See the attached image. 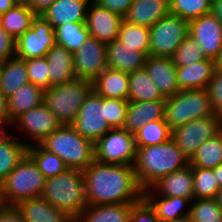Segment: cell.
<instances>
[{"label":"cell","instance_id":"cell-1","mask_svg":"<svg viewBox=\"0 0 222 222\" xmlns=\"http://www.w3.org/2000/svg\"><path fill=\"white\" fill-rule=\"evenodd\" d=\"M87 205L136 203L143 198L134 165L94 160L83 170Z\"/></svg>","mask_w":222,"mask_h":222},{"label":"cell","instance_id":"cell-2","mask_svg":"<svg viewBox=\"0 0 222 222\" xmlns=\"http://www.w3.org/2000/svg\"><path fill=\"white\" fill-rule=\"evenodd\" d=\"M136 148L134 169L137 182L143 190L162 176L189 165V159L172 138L159 145Z\"/></svg>","mask_w":222,"mask_h":222},{"label":"cell","instance_id":"cell-3","mask_svg":"<svg viewBox=\"0 0 222 222\" xmlns=\"http://www.w3.org/2000/svg\"><path fill=\"white\" fill-rule=\"evenodd\" d=\"M41 197L75 219L88 206L83 171L68 168L46 179Z\"/></svg>","mask_w":222,"mask_h":222},{"label":"cell","instance_id":"cell-4","mask_svg":"<svg viewBox=\"0 0 222 222\" xmlns=\"http://www.w3.org/2000/svg\"><path fill=\"white\" fill-rule=\"evenodd\" d=\"M39 144L61 158L70 169L83 171L95 160L94 143L81 136L70 124H62Z\"/></svg>","mask_w":222,"mask_h":222},{"label":"cell","instance_id":"cell-5","mask_svg":"<svg viewBox=\"0 0 222 222\" xmlns=\"http://www.w3.org/2000/svg\"><path fill=\"white\" fill-rule=\"evenodd\" d=\"M45 180L34 160L26 154L0 184V205L16 206L22 200L41 197Z\"/></svg>","mask_w":222,"mask_h":222},{"label":"cell","instance_id":"cell-6","mask_svg":"<svg viewBox=\"0 0 222 222\" xmlns=\"http://www.w3.org/2000/svg\"><path fill=\"white\" fill-rule=\"evenodd\" d=\"M92 90L93 83L90 80L76 78L45 89L43 103L61 124H71Z\"/></svg>","mask_w":222,"mask_h":222},{"label":"cell","instance_id":"cell-7","mask_svg":"<svg viewBox=\"0 0 222 222\" xmlns=\"http://www.w3.org/2000/svg\"><path fill=\"white\" fill-rule=\"evenodd\" d=\"M207 89L180 90L166 98L164 121L171 130L194 119L214 116Z\"/></svg>","mask_w":222,"mask_h":222},{"label":"cell","instance_id":"cell-8","mask_svg":"<svg viewBox=\"0 0 222 222\" xmlns=\"http://www.w3.org/2000/svg\"><path fill=\"white\" fill-rule=\"evenodd\" d=\"M149 31V55L172 57L189 34V22L178 15L169 13L150 27Z\"/></svg>","mask_w":222,"mask_h":222},{"label":"cell","instance_id":"cell-9","mask_svg":"<svg viewBox=\"0 0 222 222\" xmlns=\"http://www.w3.org/2000/svg\"><path fill=\"white\" fill-rule=\"evenodd\" d=\"M70 125L81 136L95 144L112 129L106 120V98L92 90Z\"/></svg>","mask_w":222,"mask_h":222},{"label":"cell","instance_id":"cell-10","mask_svg":"<svg viewBox=\"0 0 222 222\" xmlns=\"http://www.w3.org/2000/svg\"><path fill=\"white\" fill-rule=\"evenodd\" d=\"M95 160L101 163L130 164L136 160L134 134L123 128L111 129L95 144Z\"/></svg>","mask_w":222,"mask_h":222},{"label":"cell","instance_id":"cell-11","mask_svg":"<svg viewBox=\"0 0 222 222\" xmlns=\"http://www.w3.org/2000/svg\"><path fill=\"white\" fill-rule=\"evenodd\" d=\"M221 116L194 119L172 130L171 138L190 160L201 143L220 133Z\"/></svg>","mask_w":222,"mask_h":222},{"label":"cell","instance_id":"cell-12","mask_svg":"<svg viewBox=\"0 0 222 222\" xmlns=\"http://www.w3.org/2000/svg\"><path fill=\"white\" fill-rule=\"evenodd\" d=\"M55 44L52 25L36 15L31 27L16 40V56L25 60L44 57Z\"/></svg>","mask_w":222,"mask_h":222},{"label":"cell","instance_id":"cell-13","mask_svg":"<svg viewBox=\"0 0 222 222\" xmlns=\"http://www.w3.org/2000/svg\"><path fill=\"white\" fill-rule=\"evenodd\" d=\"M61 125L44 103L22 114L12 123V127L20 128L19 130H22L31 141L33 140L28 142V146L39 144Z\"/></svg>","mask_w":222,"mask_h":222},{"label":"cell","instance_id":"cell-14","mask_svg":"<svg viewBox=\"0 0 222 222\" xmlns=\"http://www.w3.org/2000/svg\"><path fill=\"white\" fill-rule=\"evenodd\" d=\"M76 78L91 82L108 66L106 61V43L90 36L79 50L73 54Z\"/></svg>","mask_w":222,"mask_h":222},{"label":"cell","instance_id":"cell-15","mask_svg":"<svg viewBox=\"0 0 222 222\" xmlns=\"http://www.w3.org/2000/svg\"><path fill=\"white\" fill-rule=\"evenodd\" d=\"M189 35L202 48L206 58L217 60L222 54V24L211 13L189 22Z\"/></svg>","mask_w":222,"mask_h":222},{"label":"cell","instance_id":"cell-16","mask_svg":"<svg viewBox=\"0 0 222 222\" xmlns=\"http://www.w3.org/2000/svg\"><path fill=\"white\" fill-rule=\"evenodd\" d=\"M123 20L122 16L99 6L92 0L87 9L85 23L90 36L107 44L117 39Z\"/></svg>","mask_w":222,"mask_h":222},{"label":"cell","instance_id":"cell-17","mask_svg":"<svg viewBox=\"0 0 222 222\" xmlns=\"http://www.w3.org/2000/svg\"><path fill=\"white\" fill-rule=\"evenodd\" d=\"M144 69L164 98L172 97L180 91L177 83V67L171 57L148 55Z\"/></svg>","mask_w":222,"mask_h":222},{"label":"cell","instance_id":"cell-18","mask_svg":"<svg viewBox=\"0 0 222 222\" xmlns=\"http://www.w3.org/2000/svg\"><path fill=\"white\" fill-rule=\"evenodd\" d=\"M155 194L194 200L193 167L188 165L159 178L149 187Z\"/></svg>","mask_w":222,"mask_h":222},{"label":"cell","instance_id":"cell-19","mask_svg":"<svg viewBox=\"0 0 222 222\" xmlns=\"http://www.w3.org/2000/svg\"><path fill=\"white\" fill-rule=\"evenodd\" d=\"M92 0H56L41 16L52 28L66 23H85L87 9Z\"/></svg>","mask_w":222,"mask_h":222},{"label":"cell","instance_id":"cell-20","mask_svg":"<svg viewBox=\"0 0 222 222\" xmlns=\"http://www.w3.org/2000/svg\"><path fill=\"white\" fill-rule=\"evenodd\" d=\"M143 198L153 208L160 222H169L190 215L189 198L160 196L150 188L143 190Z\"/></svg>","mask_w":222,"mask_h":222},{"label":"cell","instance_id":"cell-21","mask_svg":"<svg viewBox=\"0 0 222 222\" xmlns=\"http://www.w3.org/2000/svg\"><path fill=\"white\" fill-rule=\"evenodd\" d=\"M169 13V0H134L123 19L128 23L150 28Z\"/></svg>","mask_w":222,"mask_h":222},{"label":"cell","instance_id":"cell-22","mask_svg":"<svg viewBox=\"0 0 222 222\" xmlns=\"http://www.w3.org/2000/svg\"><path fill=\"white\" fill-rule=\"evenodd\" d=\"M166 100L129 102L123 129L135 134L145 123L164 119Z\"/></svg>","mask_w":222,"mask_h":222},{"label":"cell","instance_id":"cell-23","mask_svg":"<svg viewBox=\"0 0 222 222\" xmlns=\"http://www.w3.org/2000/svg\"><path fill=\"white\" fill-rule=\"evenodd\" d=\"M15 207L26 222H75L73 217L42 197L22 200Z\"/></svg>","mask_w":222,"mask_h":222},{"label":"cell","instance_id":"cell-24","mask_svg":"<svg viewBox=\"0 0 222 222\" xmlns=\"http://www.w3.org/2000/svg\"><path fill=\"white\" fill-rule=\"evenodd\" d=\"M147 57L146 52H134L117 39L106 44L107 66L115 70L131 73L142 69Z\"/></svg>","mask_w":222,"mask_h":222},{"label":"cell","instance_id":"cell-25","mask_svg":"<svg viewBox=\"0 0 222 222\" xmlns=\"http://www.w3.org/2000/svg\"><path fill=\"white\" fill-rule=\"evenodd\" d=\"M45 57L49 67L50 87L76 79L73 54L66 48L55 44Z\"/></svg>","mask_w":222,"mask_h":222},{"label":"cell","instance_id":"cell-26","mask_svg":"<svg viewBox=\"0 0 222 222\" xmlns=\"http://www.w3.org/2000/svg\"><path fill=\"white\" fill-rule=\"evenodd\" d=\"M92 83L93 90L101 97L128 100L129 73L107 67Z\"/></svg>","mask_w":222,"mask_h":222},{"label":"cell","instance_id":"cell-27","mask_svg":"<svg viewBox=\"0 0 222 222\" xmlns=\"http://www.w3.org/2000/svg\"><path fill=\"white\" fill-rule=\"evenodd\" d=\"M216 68V61L210 58L186 67H177L179 90L206 89Z\"/></svg>","mask_w":222,"mask_h":222},{"label":"cell","instance_id":"cell-28","mask_svg":"<svg viewBox=\"0 0 222 222\" xmlns=\"http://www.w3.org/2000/svg\"><path fill=\"white\" fill-rule=\"evenodd\" d=\"M133 203L88 205L75 222H130Z\"/></svg>","mask_w":222,"mask_h":222},{"label":"cell","instance_id":"cell-29","mask_svg":"<svg viewBox=\"0 0 222 222\" xmlns=\"http://www.w3.org/2000/svg\"><path fill=\"white\" fill-rule=\"evenodd\" d=\"M44 90L33 83L23 84L7 98L9 118L13 123L19 116L43 103Z\"/></svg>","mask_w":222,"mask_h":222},{"label":"cell","instance_id":"cell-30","mask_svg":"<svg viewBox=\"0 0 222 222\" xmlns=\"http://www.w3.org/2000/svg\"><path fill=\"white\" fill-rule=\"evenodd\" d=\"M26 83L29 80L25 59L14 56L2 62L0 91L6 98Z\"/></svg>","mask_w":222,"mask_h":222},{"label":"cell","instance_id":"cell-31","mask_svg":"<svg viewBox=\"0 0 222 222\" xmlns=\"http://www.w3.org/2000/svg\"><path fill=\"white\" fill-rule=\"evenodd\" d=\"M35 17L36 14L29 6L24 1H20L8 12L0 15V25L9 35L17 40L31 27L32 20Z\"/></svg>","mask_w":222,"mask_h":222},{"label":"cell","instance_id":"cell-32","mask_svg":"<svg viewBox=\"0 0 222 222\" xmlns=\"http://www.w3.org/2000/svg\"><path fill=\"white\" fill-rule=\"evenodd\" d=\"M155 100H166L158 87L149 77L147 71L142 68L129 73V102H151Z\"/></svg>","mask_w":222,"mask_h":222},{"label":"cell","instance_id":"cell-33","mask_svg":"<svg viewBox=\"0 0 222 222\" xmlns=\"http://www.w3.org/2000/svg\"><path fill=\"white\" fill-rule=\"evenodd\" d=\"M27 139L11 136L0 144V184L27 154Z\"/></svg>","mask_w":222,"mask_h":222},{"label":"cell","instance_id":"cell-34","mask_svg":"<svg viewBox=\"0 0 222 222\" xmlns=\"http://www.w3.org/2000/svg\"><path fill=\"white\" fill-rule=\"evenodd\" d=\"M222 163V133L201 143L189 160V165L203 169H214Z\"/></svg>","mask_w":222,"mask_h":222},{"label":"cell","instance_id":"cell-35","mask_svg":"<svg viewBox=\"0 0 222 222\" xmlns=\"http://www.w3.org/2000/svg\"><path fill=\"white\" fill-rule=\"evenodd\" d=\"M56 44L76 53L90 37L86 23H66L54 28Z\"/></svg>","mask_w":222,"mask_h":222},{"label":"cell","instance_id":"cell-36","mask_svg":"<svg viewBox=\"0 0 222 222\" xmlns=\"http://www.w3.org/2000/svg\"><path fill=\"white\" fill-rule=\"evenodd\" d=\"M27 154L34 160L45 179L52 178L68 169L61 158L44 149L40 144L28 146Z\"/></svg>","mask_w":222,"mask_h":222},{"label":"cell","instance_id":"cell-37","mask_svg":"<svg viewBox=\"0 0 222 222\" xmlns=\"http://www.w3.org/2000/svg\"><path fill=\"white\" fill-rule=\"evenodd\" d=\"M117 40L122 42L124 46L132 48L134 52H146L149 55L150 31L147 27L134 25L123 20Z\"/></svg>","mask_w":222,"mask_h":222},{"label":"cell","instance_id":"cell-38","mask_svg":"<svg viewBox=\"0 0 222 222\" xmlns=\"http://www.w3.org/2000/svg\"><path fill=\"white\" fill-rule=\"evenodd\" d=\"M172 136V130L164 119L145 123L134 134L136 147L159 145L168 141Z\"/></svg>","mask_w":222,"mask_h":222},{"label":"cell","instance_id":"cell-39","mask_svg":"<svg viewBox=\"0 0 222 222\" xmlns=\"http://www.w3.org/2000/svg\"><path fill=\"white\" fill-rule=\"evenodd\" d=\"M194 199H212L216 197L219 184L213 169L193 167Z\"/></svg>","mask_w":222,"mask_h":222},{"label":"cell","instance_id":"cell-40","mask_svg":"<svg viewBox=\"0 0 222 222\" xmlns=\"http://www.w3.org/2000/svg\"><path fill=\"white\" fill-rule=\"evenodd\" d=\"M170 13L190 22L210 13L212 0H169Z\"/></svg>","mask_w":222,"mask_h":222},{"label":"cell","instance_id":"cell-41","mask_svg":"<svg viewBox=\"0 0 222 222\" xmlns=\"http://www.w3.org/2000/svg\"><path fill=\"white\" fill-rule=\"evenodd\" d=\"M171 58L176 67H186L205 60L206 56L197 41L188 34Z\"/></svg>","mask_w":222,"mask_h":222},{"label":"cell","instance_id":"cell-42","mask_svg":"<svg viewBox=\"0 0 222 222\" xmlns=\"http://www.w3.org/2000/svg\"><path fill=\"white\" fill-rule=\"evenodd\" d=\"M189 216L193 222H222V209L215 198L194 199Z\"/></svg>","mask_w":222,"mask_h":222},{"label":"cell","instance_id":"cell-43","mask_svg":"<svg viewBox=\"0 0 222 222\" xmlns=\"http://www.w3.org/2000/svg\"><path fill=\"white\" fill-rule=\"evenodd\" d=\"M25 63L29 83H33L42 90L50 88L49 67L46 57L26 59Z\"/></svg>","mask_w":222,"mask_h":222},{"label":"cell","instance_id":"cell-44","mask_svg":"<svg viewBox=\"0 0 222 222\" xmlns=\"http://www.w3.org/2000/svg\"><path fill=\"white\" fill-rule=\"evenodd\" d=\"M128 100L106 98V120L112 129L123 128Z\"/></svg>","mask_w":222,"mask_h":222},{"label":"cell","instance_id":"cell-45","mask_svg":"<svg viewBox=\"0 0 222 222\" xmlns=\"http://www.w3.org/2000/svg\"><path fill=\"white\" fill-rule=\"evenodd\" d=\"M206 89L213 113L222 116V71L215 68Z\"/></svg>","mask_w":222,"mask_h":222},{"label":"cell","instance_id":"cell-46","mask_svg":"<svg viewBox=\"0 0 222 222\" xmlns=\"http://www.w3.org/2000/svg\"><path fill=\"white\" fill-rule=\"evenodd\" d=\"M130 222H160L155 211L149 203L142 198L140 201L133 203Z\"/></svg>","mask_w":222,"mask_h":222},{"label":"cell","instance_id":"cell-47","mask_svg":"<svg viewBox=\"0 0 222 222\" xmlns=\"http://www.w3.org/2000/svg\"><path fill=\"white\" fill-rule=\"evenodd\" d=\"M16 56V40L0 25V61Z\"/></svg>","mask_w":222,"mask_h":222},{"label":"cell","instance_id":"cell-48","mask_svg":"<svg viewBox=\"0 0 222 222\" xmlns=\"http://www.w3.org/2000/svg\"><path fill=\"white\" fill-rule=\"evenodd\" d=\"M99 6L124 17L134 0H93Z\"/></svg>","mask_w":222,"mask_h":222},{"label":"cell","instance_id":"cell-49","mask_svg":"<svg viewBox=\"0 0 222 222\" xmlns=\"http://www.w3.org/2000/svg\"><path fill=\"white\" fill-rule=\"evenodd\" d=\"M0 222H26L15 206L0 205Z\"/></svg>","mask_w":222,"mask_h":222},{"label":"cell","instance_id":"cell-50","mask_svg":"<svg viewBox=\"0 0 222 222\" xmlns=\"http://www.w3.org/2000/svg\"><path fill=\"white\" fill-rule=\"evenodd\" d=\"M55 1L56 0H24L36 15H41Z\"/></svg>","mask_w":222,"mask_h":222},{"label":"cell","instance_id":"cell-51","mask_svg":"<svg viewBox=\"0 0 222 222\" xmlns=\"http://www.w3.org/2000/svg\"><path fill=\"white\" fill-rule=\"evenodd\" d=\"M0 121H11L9 118L7 98L0 91Z\"/></svg>","mask_w":222,"mask_h":222},{"label":"cell","instance_id":"cell-52","mask_svg":"<svg viewBox=\"0 0 222 222\" xmlns=\"http://www.w3.org/2000/svg\"><path fill=\"white\" fill-rule=\"evenodd\" d=\"M210 13L222 24V0H212Z\"/></svg>","mask_w":222,"mask_h":222},{"label":"cell","instance_id":"cell-53","mask_svg":"<svg viewBox=\"0 0 222 222\" xmlns=\"http://www.w3.org/2000/svg\"><path fill=\"white\" fill-rule=\"evenodd\" d=\"M11 121H0V144L9 139L12 135L7 132V127L11 126Z\"/></svg>","mask_w":222,"mask_h":222},{"label":"cell","instance_id":"cell-54","mask_svg":"<svg viewBox=\"0 0 222 222\" xmlns=\"http://www.w3.org/2000/svg\"><path fill=\"white\" fill-rule=\"evenodd\" d=\"M21 0H0V15L8 12L11 8L17 5Z\"/></svg>","mask_w":222,"mask_h":222},{"label":"cell","instance_id":"cell-55","mask_svg":"<svg viewBox=\"0 0 222 222\" xmlns=\"http://www.w3.org/2000/svg\"><path fill=\"white\" fill-rule=\"evenodd\" d=\"M213 172L216 175V179L219 184V188H222V163L213 169Z\"/></svg>","mask_w":222,"mask_h":222},{"label":"cell","instance_id":"cell-56","mask_svg":"<svg viewBox=\"0 0 222 222\" xmlns=\"http://www.w3.org/2000/svg\"><path fill=\"white\" fill-rule=\"evenodd\" d=\"M218 205L220 206V208L222 209V188H220L216 194V197H215Z\"/></svg>","mask_w":222,"mask_h":222},{"label":"cell","instance_id":"cell-57","mask_svg":"<svg viewBox=\"0 0 222 222\" xmlns=\"http://www.w3.org/2000/svg\"><path fill=\"white\" fill-rule=\"evenodd\" d=\"M169 222H193V220L190 218V216H185V217L179 218L177 220L169 221Z\"/></svg>","mask_w":222,"mask_h":222},{"label":"cell","instance_id":"cell-58","mask_svg":"<svg viewBox=\"0 0 222 222\" xmlns=\"http://www.w3.org/2000/svg\"><path fill=\"white\" fill-rule=\"evenodd\" d=\"M216 68L220 71H222V54L221 56L216 60Z\"/></svg>","mask_w":222,"mask_h":222},{"label":"cell","instance_id":"cell-59","mask_svg":"<svg viewBox=\"0 0 222 222\" xmlns=\"http://www.w3.org/2000/svg\"><path fill=\"white\" fill-rule=\"evenodd\" d=\"M1 73H2V61H0V79H1Z\"/></svg>","mask_w":222,"mask_h":222},{"label":"cell","instance_id":"cell-60","mask_svg":"<svg viewBox=\"0 0 222 222\" xmlns=\"http://www.w3.org/2000/svg\"><path fill=\"white\" fill-rule=\"evenodd\" d=\"M220 132L222 133V116H221V129Z\"/></svg>","mask_w":222,"mask_h":222}]
</instances>
